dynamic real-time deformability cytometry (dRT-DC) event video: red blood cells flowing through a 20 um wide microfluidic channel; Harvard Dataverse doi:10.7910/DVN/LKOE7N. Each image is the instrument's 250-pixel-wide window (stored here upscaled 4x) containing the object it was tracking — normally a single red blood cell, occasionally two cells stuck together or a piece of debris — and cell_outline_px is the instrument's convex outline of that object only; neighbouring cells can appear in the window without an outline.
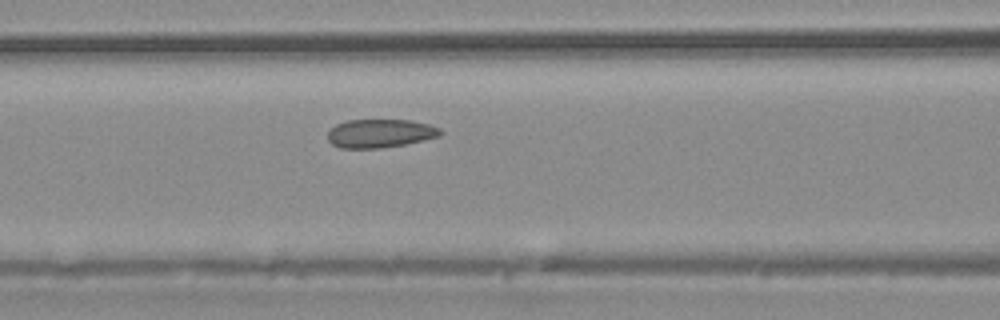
{"species": "common noctule bat (a hibernating species)", "species_latin": "Nyctalus noctula", "temperature_condition": "warm", "stored_images_in_passage": 6, "camera_frame_rate_fps": 3000, "um_per_image_px": 0.085, "animal": {"sex": "male", "body_mass_g": 20.4}, "frame": {"image": 1, "passage_image": 6, "time_ms": 6.667, "image_size_px": [1000, 320], "cell_outline_px": [[444, 132], [440, 136], [424, 140], [404, 144], [380, 148], [340, 148], [332, 144], [328, 140], [328, 132], [336, 124], [348, 120], [408, 120], [428, 124], [440, 128]], "centroid_in_image_um": [32.32, 11.34], "position_along_channel_um": 134.3, "area_um2": 18.67}}